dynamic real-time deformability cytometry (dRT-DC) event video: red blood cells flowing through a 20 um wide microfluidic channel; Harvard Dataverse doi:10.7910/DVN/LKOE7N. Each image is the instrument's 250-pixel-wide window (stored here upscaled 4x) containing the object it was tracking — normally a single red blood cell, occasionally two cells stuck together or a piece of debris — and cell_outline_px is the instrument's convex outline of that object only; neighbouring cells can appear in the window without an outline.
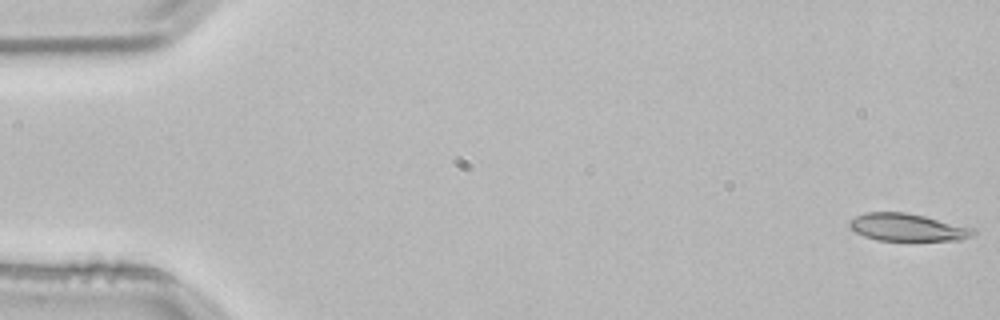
{"species": "common noctule bat (a hibernating species)", "species_latin": "Nyctalus noctula", "temperature_condition": "room temperature", "stored_images_in_passage": 53, "camera_frame_rate_fps": 3000, "um_per_image_px": 0.085, "animal": {"sex": "male", "body_mass_g": 21.5, "forearm_length_mm": 52.0}, "frame": {"image": 1, "passage_image": 1, "time_ms": 0.0, "image_size_px": [1000, 320], "cell_outline_px": [[976, 232], [972, 236], [960, 240], [876, 240], [864, 236], [848, 228], [848, 220], [864, 212], [904, 212], [924, 216], [972, 228]], "centroid_in_image_um": [77.05, 19.32], "position_along_channel_um": 7.9, "area_um2": 19.71}}
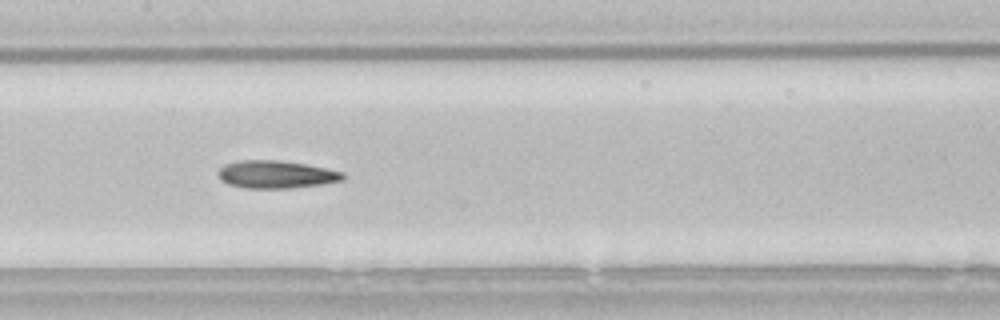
{"frame": {"image": 2, "passage_image": 26, "time_ms": 8.333, "image_size_px": [1000, 320], "cell_outline_px": [[344, 180], [320, 184], [292, 188], [244, 188], [228, 184], [220, 180], [220, 168], [224, 164], [240, 160], [276, 160], [304, 164], [344, 172]], "centroid_in_image_um": [23.46, 14.83], "position_along_channel_um": 183.9, "area_um2": 19.94}}
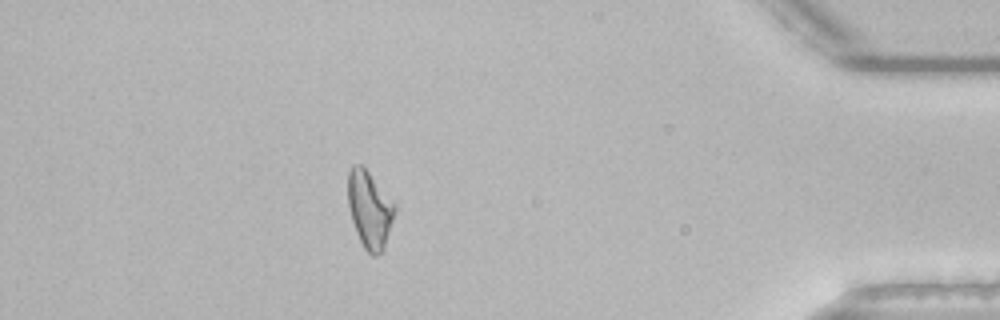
{"frame": {"image": 3, "passage_image": 47, "time_ms": 15.333, "image_size_px": [1000, 320], "cell_outline_px": [[396, 212], [384, 248], [376, 256], [372, 256], [364, 248], [356, 232], [352, 220], [348, 204], [348, 172], [352, 164], [360, 164], [368, 172], [396, 208]], "centroid_in_image_um": [31.39, 17.84], "position_along_channel_um": 403.8, "area_um2": 20.52}, "authors_computed_cell_mechanics": {"area_um2": 20.1144, "velocity_mm_per_s": 3.8261, "shape_relaxation_time_tau1_ms": 6.6632, "shape_relaxation_time_tau2_ms": 4.2308, "deformation_change_tau1": 0.1831, "deformation_change_tau2": 0.1239}}